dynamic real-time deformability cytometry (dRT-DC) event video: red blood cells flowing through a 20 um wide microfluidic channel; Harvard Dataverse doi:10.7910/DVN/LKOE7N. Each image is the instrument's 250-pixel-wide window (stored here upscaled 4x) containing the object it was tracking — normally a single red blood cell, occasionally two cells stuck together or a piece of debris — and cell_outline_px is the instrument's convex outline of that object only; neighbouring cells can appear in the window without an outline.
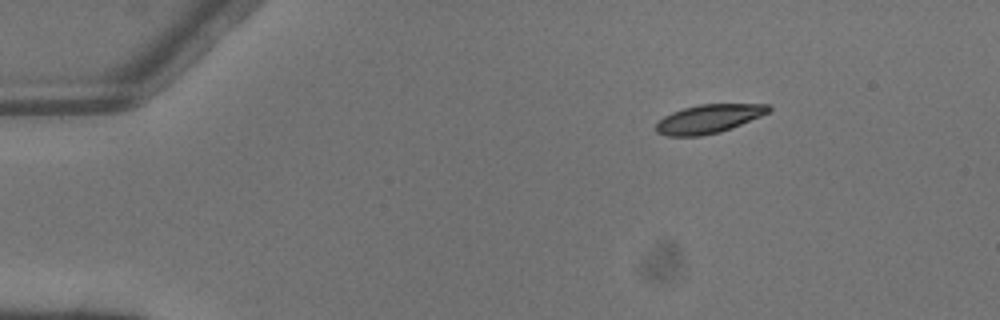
{"species": "common noctule bat (a hibernating species)", "species_latin": "Nyctalus noctula", "temperature_condition": "warm", "stored_images_in_passage": 4, "camera_frame_rate_fps": 3000, "um_per_image_px": 0.085, "animal": {"sex": "male", "body_mass_g": 13.3}, "frame": {"image": 1, "passage_image": 1, "time_ms": 0.0, "image_size_px": [1000, 320], "cell_outline_px": [[772, 108], [768, 112], [760, 116], [732, 128], [720, 132], [700, 136], [668, 136], [656, 132], [656, 124], [664, 116], [672, 112], [684, 108], [700, 104], [768, 104]], "centroid_in_image_um": [60.23, 10.1], "position_along_channel_um": 24.8, "area_um2": 18.67}}
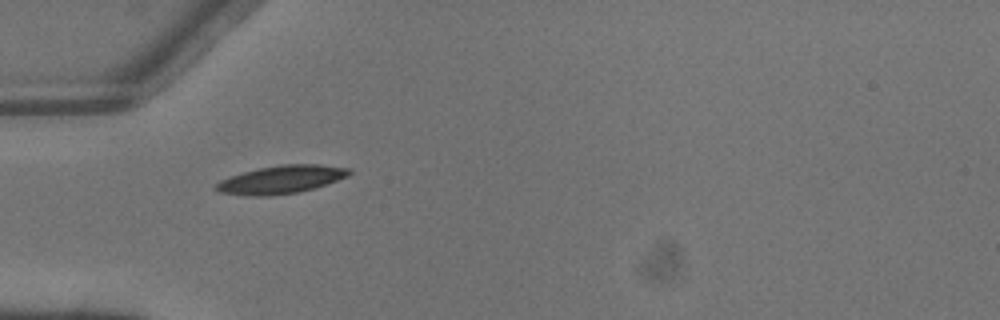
{"frame": {"image": 2, "passage_image": 3, "time_ms": 0.667, "image_size_px": [1000, 320], "cell_outline_px": [[352, 172], [348, 176], [312, 188], [296, 192], [268, 196], [244, 196], [220, 192], [216, 188], [216, 184], [220, 180], [244, 172], [260, 168], [280, 164], [320, 164], [348, 168]], "centroid_in_image_um": [23.89, 15.26], "position_along_channel_um": 61.1, "area_um2": 21.39}}
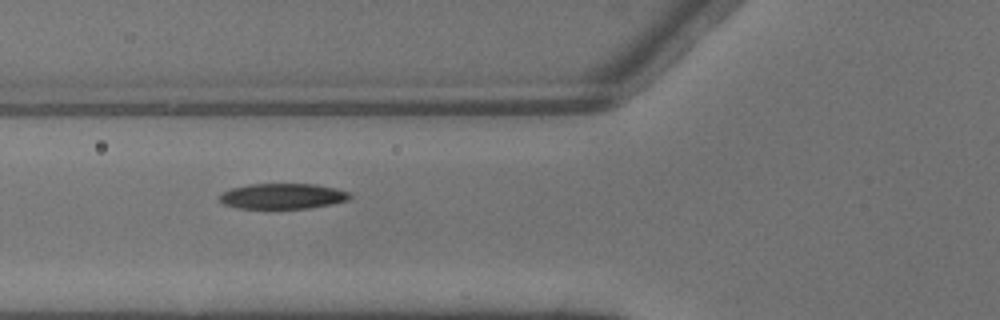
{"frame": {"image": 3, "passage_image": 4, "time_ms": 1.0, "image_size_px": [1000, 320], "cell_outline_px": [[352, 196], [348, 200], [332, 204], [308, 208], [236, 208], [224, 204], [220, 200], [220, 192], [232, 188], [248, 184], [316, 184], [336, 188], [348, 192]], "centroid_in_image_um": [24.02, 16.67], "position_along_channel_um": 101.8, "area_um2": 19.36}}